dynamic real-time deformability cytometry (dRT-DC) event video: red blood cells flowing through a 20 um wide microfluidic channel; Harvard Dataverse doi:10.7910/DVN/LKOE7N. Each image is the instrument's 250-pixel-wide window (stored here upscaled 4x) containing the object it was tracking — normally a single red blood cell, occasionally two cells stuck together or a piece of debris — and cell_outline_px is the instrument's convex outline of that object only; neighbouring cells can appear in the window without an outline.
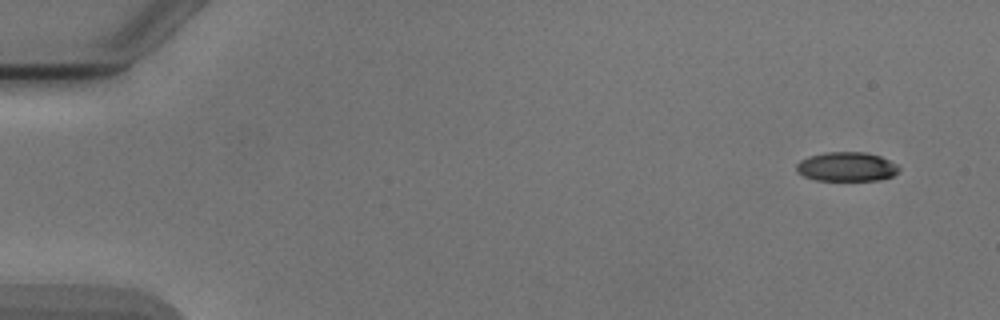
{"species": "Egyptian fruit bat (a non-hibernating species)", "species_latin": "Rousettus aegyptiacus", "temperature_condition": "cold", "stored_images_in_passage": 4, "camera_frame_rate_fps": 3000, "um_per_image_px": 0.085, "animal": {"sex": "male"}, "frame": {"image": 1, "passage_image": 1, "time_ms": 0.0, "image_size_px": [1000, 320], "cell_outline_px": [[900, 168], [892, 176], [880, 180], [816, 180], [804, 176], [796, 172], [796, 164], [800, 160], [808, 156], [824, 152], [864, 152], [880, 156], [896, 164]], "centroid_in_image_um": [71.92, 14.17], "position_along_channel_um": 13.1, "area_um2": 17.46}}